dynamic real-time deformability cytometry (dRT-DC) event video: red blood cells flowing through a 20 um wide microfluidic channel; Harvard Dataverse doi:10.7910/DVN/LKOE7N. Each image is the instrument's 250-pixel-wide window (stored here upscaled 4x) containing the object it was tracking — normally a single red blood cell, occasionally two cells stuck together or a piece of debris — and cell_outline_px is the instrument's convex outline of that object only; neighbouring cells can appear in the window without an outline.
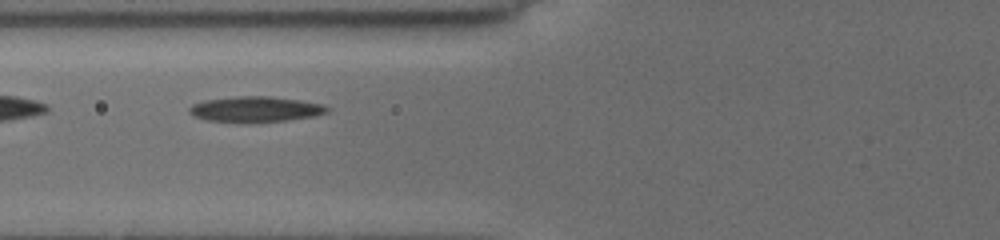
{"species": "common noctule bat (a hibernating species)", "species_latin": "Nyctalus noctula", "temperature_condition": "cold", "stored_images_in_passage": 7, "camera_frame_rate_fps": 3000, "um_per_image_px": 0.085, "animal": {"sex": "female", "body_mass_g": 19.5, "forearm_length_mm": 54.1}, "frame": {"image": 1, "passage_image": 5, "time_ms": 4.0, "image_size_px": [1000, 240], "cell_outline_px": [[328, 112], [312, 116], [284, 120], [208, 120], [196, 116], [188, 112], [188, 108], [192, 104], [204, 100], [236, 96], [272, 96], [300, 100], [324, 104], [328, 108]], "centroid_in_image_um": [21.72, 9.23], "position_along_channel_um": 104.1, "area_um2": 19.65}}
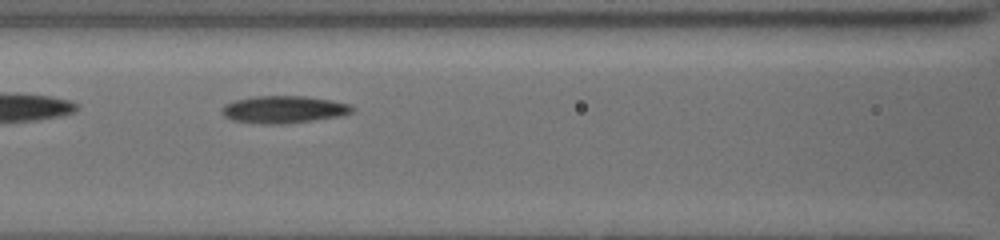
{"frame": {"image": 2, "passage_image": 6, "time_ms": 5.0, "image_size_px": [1000, 240], "cell_outline_px": [[356, 108], [352, 112], [336, 116], [308, 120], [232, 120], [224, 116], [220, 112], [220, 108], [224, 104], [236, 100], [252, 96], [308, 96], [332, 100], [352, 104]], "centroid_in_image_um": [24.15, 9.21], "position_along_channel_um": 142.4, "area_um2": 19.36}}
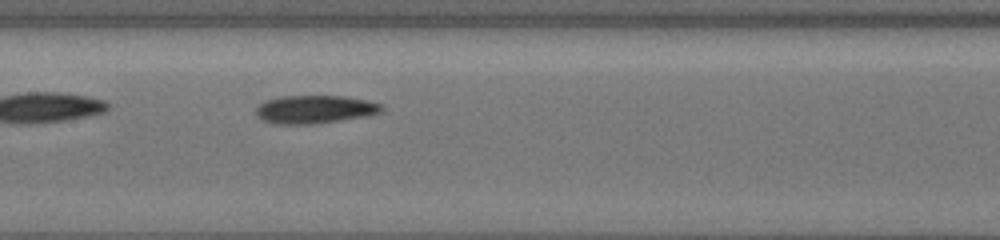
{"frame": {"image": 3, "passage_image": 7, "time_ms": 6.0, "image_size_px": [1000, 240], "cell_outline_px": [[384, 108], [380, 112], [360, 116], [336, 120], [308, 124], [276, 124], [264, 120], [256, 116], [256, 108], [264, 100], [280, 96], [348, 96], [368, 100], [384, 104]], "centroid_in_image_um": [26.73, 9.27], "position_along_channel_um": 180.7, "area_um2": 20.4}}